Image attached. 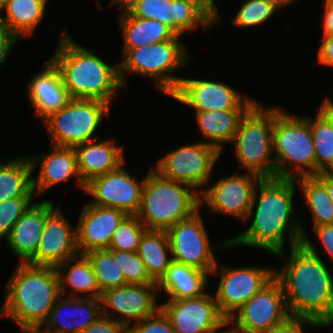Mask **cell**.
Returning a JSON list of instances; mask_svg holds the SVG:
<instances>
[{"label": "cell", "mask_w": 333, "mask_h": 333, "mask_svg": "<svg viewBox=\"0 0 333 333\" xmlns=\"http://www.w3.org/2000/svg\"><path fill=\"white\" fill-rule=\"evenodd\" d=\"M278 256L284 267L275 278L280 282L291 317L304 318L322 327L333 328V275L307 234L302 244ZM287 260V261H286Z\"/></svg>", "instance_id": "1"}, {"label": "cell", "mask_w": 333, "mask_h": 333, "mask_svg": "<svg viewBox=\"0 0 333 333\" xmlns=\"http://www.w3.org/2000/svg\"><path fill=\"white\" fill-rule=\"evenodd\" d=\"M295 179L262 178L253 193L246 217L252 224L244 232L229 238L230 248L246 246L267 250L275 255L284 250L285 235L290 248L302 244L306 235L299 219H295Z\"/></svg>", "instance_id": "2"}, {"label": "cell", "mask_w": 333, "mask_h": 333, "mask_svg": "<svg viewBox=\"0 0 333 333\" xmlns=\"http://www.w3.org/2000/svg\"><path fill=\"white\" fill-rule=\"evenodd\" d=\"M60 35L50 60L59 69L69 97L97 100L110 105L118 89L124 87L119 63L110 65L90 48L78 45L68 30H63Z\"/></svg>", "instance_id": "3"}, {"label": "cell", "mask_w": 333, "mask_h": 333, "mask_svg": "<svg viewBox=\"0 0 333 333\" xmlns=\"http://www.w3.org/2000/svg\"><path fill=\"white\" fill-rule=\"evenodd\" d=\"M1 316L13 320L25 332L41 329L61 296L55 267L19 263L6 286Z\"/></svg>", "instance_id": "4"}, {"label": "cell", "mask_w": 333, "mask_h": 333, "mask_svg": "<svg viewBox=\"0 0 333 333\" xmlns=\"http://www.w3.org/2000/svg\"><path fill=\"white\" fill-rule=\"evenodd\" d=\"M145 177L137 217L147 230L167 231L191 217L200 207V192L192 186L166 179L153 167Z\"/></svg>", "instance_id": "5"}, {"label": "cell", "mask_w": 333, "mask_h": 333, "mask_svg": "<svg viewBox=\"0 0 333 333\" xmlns=\"http://www.w3.org/2000/svg\"><path fill=\"white\" fill-rule=\"evenodd\" d=\"M308 117L290 115L276 107L273 126L275 178L316 175L314 139ZM289 164H294L293 170L287 168Z\"/></svg>", "instance_id": "6"}, {"label": "cell", "mask_w": 333, "mask_h": 333, "mask_svg": "<svg viewBox=\"0 0 333 333\" xmlns=\"http://www.w3.org/2000/svg\"><path fill=\"white\" fill-rule=\"evenodd\" d=\"M181 36L173 40L129 49L119 62L120 79L127 87L125 74H140L153 80L162 93L171 96L182 78L174 73L188 64L190 56Z\"/></svg>", "instance_id": "7"}, {"label": "cell", "mask_w": 333, "mask_h": 333, "mask_svg": "<svg viewBox=\"0 0 333 333\" xmlns=\"http://www.w3.org/2000/svg\"><path fill=\"white\" fill-rule=\"evenodd\" d=\"M276 106L263 108L257 101L241 118L231 142L240 166L261 178H275L273 126Z\"/></svg>", "instance_id": "8"}, {"label": "cell", "mask_w": 333, "mask_h": 333, "mask_svg": "<svg viewBox=\"0 0 333 333\" xmlns=\"http://www.w3.org/2000/svg\"><path fill=\"white\" fill-rule=\"evenodd\" d=\"M110 106L91 99L70 98L67 104L43 121L52 145L75 148L91 140L103 117H110Z\"/></svg>", "instance_id": "9"}, {"label": "cell", "mask_w": 333, "mask_h": 333, "mask_svg": "<svg viewBox=\"0 0 333 333\" xmlns=\"http://www.w3.org/2000/svg\"><path fill=\"white\" fill-rule=\"evenodd\" d=\"M166 232L172 261L200 269L209 275L217 265L214 250L222 246L230 248L229 238L222 241L221 246L211 244L200 209L191 217L177 222Z\"/></svg>", "instance_id": "10"}, {"label": "cell", "mask_w": 333, "mask_h": 333, "mask_svg": "<svg viewBox=\"0 0 333 333\" xmlns=\"http://www.w3.org/2000/svg\"><path fill=\"white\" fill-rule=\"evenodd\" d=\"M221 152L203 141L176 148L157 161L155 168L162 177L186 183L196 191L210 181Z\"/></svg>", "instance_id": "11"}, {"label": "cell", "mask_w": 333, "mask_h": 333, "mask_svg": "<svg viewBox=\"0 0 333 333\" xmlns=\"http://www.w3.org/2000/svg\"><path fill=\"white\" fill-rule=\"evenodd\" d=\"M289 318L283 288L274 278L236 311L227 326L238 333H264Z\"/></svg>", "instance_id": "12"}, {"label": "cell", "mask_w": 333, "mask_h": 333, "mask_svg": "<svg viewBox=\"0 0 333 333\" xmlns=\"http://www.w3.org/2000/svg\"><path fill=\"white\" fill-rule=\"evenodd\" d=\"M218 266L217 263L211 273L215 274L219 270L221 276L214 296L220 314L227 321L275 278V271L271 268Z\"/></svg>", "instance_id": "13"}, {"label": "cell", "mask_w": 333, "mask_h": 333, "mask_svg": "<svg viewBox=\"0 0 333 333\" xmlns=\"http://www.w3.org/2000/svg\"><path fill=\"white\" fill-rule=\"evenodd\" d=\"M131 15L168 26L177 36L200 27L207 32L215 23L187 0H117ZM189 30V31H188Z\"/></svg>", "instance_id": "14"}, {"label": "cell", "mask_w": 333, "mask_h": 333, "mask_svg": "<svg viewBox=\"0 0 333 333\" xmlns=\"http://www.w3.org/2000/svg\"><path fill=\"white\" fill-rule=\"evenodd\" d=\"M170 97L195 112L250 109L257 102L222 81L190 78H182Z\"/></svg>", "instance_id": "15"}, {"label": "cell", "mask_w": 333, "mask_h": 333, "mask_svg": "<svg viewBox=\"0 0 333 333\" xmlns=\"http://www.w3.org/2000/svg\"><path fill=\"white\" fill-rule=\"evenodd\" d=\"M160 305L176 333H218L220 329L227 328V320L220 314L211 293L168 299Z\"/></svg>", "instance_id": "16"}, {"label": "cell", "mask_w": 333, "mask_h": 333, "mask_svg": "<svg viewBox=\"0 0 333 333\" xmlns=\"http://www.w3.org/2000/svg\"><path fill=\"white\" fill-rule=\"evenodd\" d=\"M157 291V283L127 284L104 291L100 297L102 315L113 318L128 328L133 321H142L161 309V305L156 303Z\"/></svg>", "instance_id": "17"}, {"label": "cell", "mask_w": 333, "mask_h": 333, "mask_svg": "<svg viewBox=\"0 0 333 333\" xmlns=\"http://www.w3.org/2000/svg\"><path fill=\"white\" fill-rule=\"evenodd\" d=\"M232 174L219 179L200 192V207L208 206L210 212L221 213L246 221L256 185L262 179L259 175Z\"/></svg>", "instance_id": "18"}, {"label": "cell", "mask_w": 333, "mask_h": 333, "mask_svg": "<svg viewBox=\"0 0 333 333\" xmlns=\"http://www.w3.org/2000/svg\"><path fill=\"white\" fill-rule=\"evenodd\" d=\"M124 164L104 175L92 178L85 185L84 192L94 201L89 203L101 207L121 210L127 215H137L145 178L136 180L124 168Z\"/></svg>", "instance_id": "19"}, {"label": "cell", "mask_w": 333, "mask_h": 333, "mask_svg": "<svg viewBox=\"0 0 333 333\" xmlns=\"http://www.w3.org/2000/svg\"><path fill=\"white\" fill-rule=\"evenodd\" d=\"M77 255L76 228L70 224L58 205L46 218L38 249L27 264L56 268Z\"/></svg>", "instance_id": "20"}, {"label": "cell", "mask_w": 333, "mask_h": 333, "mask_svg": "<svg viewBox=\"0 0 333 333\" xmlns=\"http://www.w3.org/2000/svg\"><path fill=\"white\" fill-rule=\"evenodd\" d=\"M126 216L118 209L85 204L76 224L79 254L108 249L114 231Z\"/></svg>", "instance_id": "21"}, {"label": "cell", "mask_w": 333, "mask_h": 333, "mask_svg": "<svg viewBox=\"0 0 333 333\" xmlns=\"http://www.w3.org/2000/svg\"><path fill=\"white\" fill-rule=\"evenodd\" d=\"M53 146V147H52ZM52 151L48 154L28 155L32 171L40 167L37 177L32 176V188L35 196L41 195L51 187L70 180L76 176L77 184L84 192L85 183L78 171L77 154L74 148L51 145Z\"/></svg>", "instance_id": "22"}, {"label": "cell", "mask_w": 333, "mask_h": 333, "mask_svg": "<svg viewBox=\"0 0 333 333\" xmlns=\"http://www.w3.org/2000/svg\"><path fill=\"white\" fill-rule=\"evenodd\" d=\"M61 297L41 328L44 333H80L102 315L100 299Z\"/></svg>", "instance_id": "23"}, {"label": "cell", "mask_w": 333, "mask_h": 333, "mask_svg": "<svg viewBox=\"0 0 333 333\" xmlns=\"http://www.w3.org/2000/svg\"><path fill=\"white\" fill-rule=\"evenodd\" d=\"M55 209L56 205L49 199L34 201L16 221L6 238V244L20 258L19 263H27L35 255L46 218Z\"/></svg>", "instance_id": "24"}, {"label": "cell", "mask_w": 333, "mask_h": 333, "mask_svg": "<svg viewBox=\"0 0 333 333\" xmlns=\"http://www.w3.org/2000/svg\"><path fill=\"white\" fill-rule=\"evenodd\" d=\"M43 67V71L32 76L26 92L30 105L36 110L34 114L42 121L70 99L59 69L50 59Z\"/></svg>", "instance_id": "25"}, {"label": "cell", "mask_w": 333, "mask_h": 333, "mask_svg": "<svg viewBox=\"0 0 333 333\" xmlns=\"http://www.w3.org/2000/svg\"><path fill=\"white\" fill-rule=\"evenodd\" d=\"M97 140H91L74 148L77 154L78 171L85 184L94 177L117 169L125 162L124 147L116 145L113 139Z\"/></svg>", "instance_id": "26"}, {"label": "cell", "mask_w": 333, "mask_h": 333, "mask_svg": "<svg viewBox=\"0 0 333 333\" xmlns=\"http://www.w3.org/2000/svg\"><path fill=\"white\" fill-rule=\"evenodd\" d=\"M120 6L119 24L123 35V55L140 46L173 40L177 35L162 22L152 19H141L131 15L117 0L110 5Z\"/></svg>", "instance_id": "27"}, {"label": "cell", "mask_w": 333, "mask_h": 333, "mask_svg": "<svg viewBox=\"0 0 333 333\" xmlns=\"http://www.w3.org/2000/svg\"><path fill=\"white\" fill-rule=\"evenodd\" d=\"M75 262V263H74ZM61 295L100 299L101 291L90 261L85 255L67 259L56 267ZM65 273V274H64ZM68 287H67V286ZM70 288V294L67 293ZM81 294V295H80Z\"/></svg>", "instance_id": "28"}, {"label": "cell", "mask_w": 333, "mask_h": 333, "mask_svg": "<svg viewBox=\"0 0 333 333\" xmlns=\"http://www.w3.org/2000/svg\"><path fill=\"white\" fill-rule=\"evenodd\" d=\"M209 274L200 269L172 261L158 284V291L167 299H182L204 295Z\"/></svg>", "instance_id": "29"}, {"label": "cell", "mask_w": 333, "mask_h": 333, "mask_svg": "<svg viewBox=\"0 0 333 333\" xmlns=\"http://www.w3.org/2000/svg\"><path fill=\"white\" fill-rule=\"evenodd\" d=\"M249 109L195 112L204 143L216 147L221 153L223 143H231L241 118Z\"/></svg>", "instance_id": "30"}, {"label": "cell", "mask_w": 333, "mask_h": 333, "mask_svg": "<svg viewBox=\"0 0 333 333\" xmlns=\"http://www.w3.org/2000/svg\"><path fill=\"white\" fill-rule=\"evenodd\" d=\"M48 0H7L3 23L20 40L30 37L44 18Z\"/></svg>", "instance_id": "31"}, {"label": "cell", "mask_w": 333, "mask_h": 333, "mask_svg": "<svg viewBox=\"0 0 333 333\" xmlns=\"http://www.w3.org/2000/svg\"><path fill=\"white\" fill-rule=\"evenodd\" d=\"M32 167L28 156L0 160V203L20 197H35Z\"/></svg>", "instance_id": "32"}, {"label": "cell", "mask_w": 333, "mask_h": 333, "mask_svg": "<svg viewBox=\"0 0 333 333\" xmlns=\"http://www.w3.org/2000/svg\"><path fill=\"white\" fill-rule=\"evenodd\" d=\"M137 253L144 262L149 277L158 283L172 262V257H168L172 255L167 232L146 230L140 240Z\"/></svg>", "instance_id": "33"}, {"label": "cell", "mask_w": 333, "mask_h": 333, "mask_svg": "<svg viewBox=\"0 0 333 333\" xmlns=\"http://www.w3.org/2000/svg\"><path fill=\"white\" fill-rule=\"evenodd\" d=\"M310 129L314 139L316 175L333 171V111L323 102L315 118H310Z\"/></svg>", "instance_id": "34"}, {"label": "cell", "mask_w": 333, "mask_h": 333, "mask_svg": "<svg viewBox=\"0 0 333 333\" xmlns=\"http://www.w3.org/2000/svg\"><path fill=\"white\" fill-rule=\"evenodd\" d=\"M295 183L301 187L303 199L313 218V227L333 224V202L326 187L315 176L295 178Z\"/></svg>", "instance_id": "35"}, {"label": "cell", "mask_w": 333, "mask_h": 333, "mask_svg": "<svg viewBox=\"0 0 333 333\" xmlns=\"http://www.w3.org/2000/svg\"><path fill=\"white\" fill-rule=\"evenodd\" d=\"M84 255L91 263L101 293L127 285L123 272L109 249L93 250Z\"/></svg>", "instance_id": "36"}, {"label": "cell", "mask_w": 333, "mask_h": 333, "mask_svg": "<svg viewBox=\"0 0 333 333\" xmlns=\"http://www.w3.org/2000/svg\"><path fill=\"white\" fill-rule=\"evenodd\" d=\"M146 227L136 215H127L114 231L109 250L138 252Z\"/></svg>", "instance_id": "37"}, {"label": "cell", "mask_w": 333, "mask_h": 333, "mask_svg": "<svg viewBox=\"0 0 333 333\" xmlns=\"http://www.w3.org/2000/svg\"><path fill=\"white\" fill-rule=\"evenodd\" d=\"M278 11L265 0H246L242 3L232 24L240 28L257 27L263 25Z\"/></svg>", "instance_id": "38"}, {"label": "cell", "mask_w": 333, "mask_h": 333, "mask_svg": "<svg viewBox=\"0 0 333 333\" xmlns=\"http://www.w3.org/2000/svg\"><path fill=\"white\" fill-rule=\"evenodd\" d=\"M121 268L127 284H151L154 282L148 275L144 262L137 252L110 250Z\"/></svg>", "instance_id": "39"}, {"label": "cell", "mask_w": 333, "mask_h": 333, "mask_svg": "<svg viewBox=\"0 0 333 333\" xmlns=\"http://www.w3.org/2000/svg\"><path fill=\"white\" fill-rule=\"evenodd\" d=\"M34 197H20L0 203V239L7 238L16 221L32 204Z\"/></svg>", "instance_id": "40"}, {"label": "cell", "mask_w": 333, "mask_h": 333, "mask_svg": "<svg viewBox=\"0 0 333 333\" xmlns=\"http://www.w3.org/2000/svg\"><path fill=\"white\" fill-rule=\"evenodd\" d=\"M127 333H176L170 320L160 309L153 316L136 322L127 328Z\"/></svg>", "instance_id": "41"}, {"label": "cell", "mask_w": 333, "mask_h": 333, "mask_svg": "<svg viewBox=\"0 0 333 333\" xmlns=\"http://www.w3.org/2000/svg\"><path fill=\"white\" fill-rule=\"evenodd\" d=\"M80 333H127V328L115 319L101 315Z\"/></svg>", "instance_id": "42"}, {"label": "cell", "mask_w": 333, "mask_h": 333, "mask_svg": "<svg viewBox=\"0 0 333 333\" xmlns=\"http://www.w3.org/2000/svg\"><path fill=\"white\" fill-rule=\"evenodd\" d=\"M306 325L309 327H321L316 322L304 318L291 317L285 323L276 326L264 333H305Z\"/></svg>", "instance_id": "43"}, {"label": "cell", "mask_w": 333, "mask_h": 333, "mask_svg": "<svg viewBox=\"0 0 333 333\" xmlns=\"http://www.w3.org/2000/svg\"><path fill=\"white\" fill-rule=\"evenodd\" d=\"M19 39L8 29L0 18V67L7 61L9 52Z\"/></svg>", "instance_id": "44"}, {"label": "cell", "mask_w": 333, "mask_h": 333, "mask_svg": "<svg viewBox=\"0 0 333 333\" xmlns=\"http://www.w3.org/2000/svg\"><path fill=\"white\" fill-rule=\"evenodd\" d=\"M314 234L321 242L323 250L328 254L330 260L333 261V224L313 227Z\"/></svg>", "instance_id": "45"}, {"label": "cell", "mask_w": 333, "mask_h": 333, "mask_svg": "<svg viewBox=\"0 0 333 333\" xmlns=\"http://www.w3.org/2000/svg\"><path fill=\"white\" fill-rule=\"evenodd\" d=\"M317 62L322 66L333 67V36H322Z\"/></svg>", "instance_id": "46"}, {"label": "cell", "mask_w": 333, "mask_h": 333, "mask_svg": "<svg viewBox=\"0 0 333 333\" xmlns=\"http://www.w3.org/2000/svg\"><path fill=\"white\" fill-rule=\"evenodd\" d=\"M197 5L214 23H221V15L215 0H187Z\"/></svg>", "instance_id": "47"}, {"label": "cell", "mask_w": 333, "mask_h": 333, "mask_svg": "<svg viewBox=\"0 0 333 333\" xmlns=\"http://www.w3.org/2000/svg\"><path fill=\"white\" fill-rule=\"evenodd\" d=\"M323 36H333V6L323 4Z\"/></svg>", "instance_id": "48"}, {"label": "cell", "mask_w": 333, "mask_h": 333, "mask_svg": "<svg viewBox=\"0 0 333 333\" xmlns=\"http://www.w3.org/2000/svg\"><path fill=\"white\" fill-rule=\"evenodd\" d=\"M315 177L326 187L329 198L333 202V171L320 172Z\"/></svg>", "instance_id": "49"}, {"label": "cell", "mask_w": 333, "mask_h": 333, "mask_svg": "<svg viewBox=\"0 0 333 333\" xmlns=\"http://www.w3.org/2000/svg\"><path fill=\"white\" fill-rule=\"evenodd\" d=\"M267 3L271 4L275 9H281L283 7H288L296 0H265Z\"/></svg>", "instance_id": "50"}, {"label": "cell", "mask_w": 333, "mask_h": 333, "mask_svg": "<svg viewBox=\"0 0 333 333\" xmlns=\"http://www.w3.org/2000/svg\"><path fill=\"white\" fill-rule=\"evenodd\" d=\"M324 104L330 109L333 111V101H331L330 98L326 97L324 100H323Z\"/></svg>", "instance_id": "51"}, {"label": "cell", "mask_w": 333, "mask_h": 333, "mask_svg": "<svg viewBox=\"0 0 333 333\" xmlns=\"http://www.w3.org/2000/svg\"><path fill=\"white\" fill-rule=\"evenodd\" d=\"M7 0H0V15L5 8Z\"/></svg>", "instance_id": "52"}, {"label": "cell", "mask_w": 333, "mask_h": 333, "mask_svg": "<svg viewBox=\"0 0 333 333\" xmlns=\"http://www.w3.org/2000/svg\"><path fill=\"white\" fill-rule=\"evenodd\" d=\"M23 333H44L41 329H31Z\"/></svg>", "instance_id": "53"}, {"label": "cell", "mask_w": 333, "mask_h": 333, "mask_svg": "<svg viewBox=\"0 0 333 333\" xmlns=\"http://www.w3.org/2000/svg\"><path fill=\"white\" fill-rule=\"evenodd\" d=\"M218 333H238V332H236L230 328V329H225V331H222V332L219 331Z\"/></svg>", "instance_id": "54"}, {"label": "cell", "mask_w": 333, "mask_h": 333, "mask_svg": "<svg viewBox=\"0 0 333 333\" xmlns=\"http://www.w3.org/2000/svg\"><path fill=\"white\" fill-rule=\"evenodd\" d=\"M323 4H328L333 6V0H324Z\"/></svg>", "instance_id": "55"}]
</instances>
